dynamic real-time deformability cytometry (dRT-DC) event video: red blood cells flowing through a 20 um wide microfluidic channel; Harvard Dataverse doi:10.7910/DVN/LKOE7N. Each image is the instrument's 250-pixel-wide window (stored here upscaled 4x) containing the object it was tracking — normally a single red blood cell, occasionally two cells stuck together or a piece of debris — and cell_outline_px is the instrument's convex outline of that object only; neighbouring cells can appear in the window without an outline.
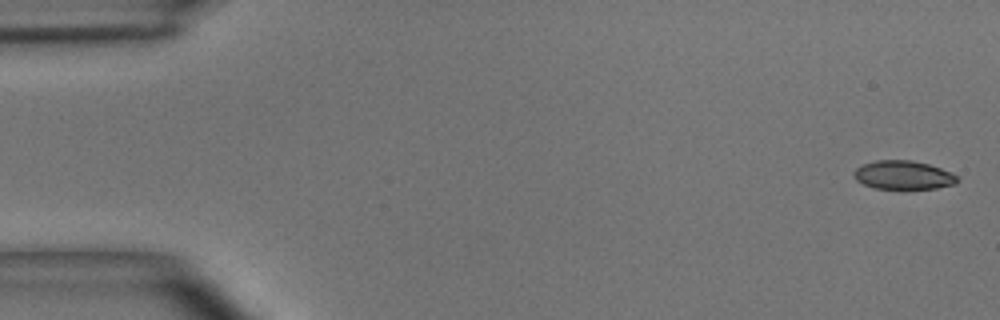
{"species": "common noctule bat (a hibernating species)", "species_latin": "Nyctalus noctula", "temperature_condition": "room temperature", "stored_images_in_passage": 3, "camera_frame_rate_fps": 3000, "um_per_image_px": 0.085, "animal": {"sex": "male", "body_mass_g": 15.6}, "frame": {"image": 1, "passage_image": 1, "time_ms": 0.0, "image_size_px": [1000, 320], "cell_outline_px": [[960, 180], [956, 184], [936, 188], [876, 188], [864, 184], [856, 180], [852, 172], [856, 168], [864, 164], [876, 160], [912, 160], [928, 164], [940, 168], [960, 176]], "centroid_in_image_um": [76.81, 14.87], "position_along_channel_um": 8.2, "area_um2": 17.22}}
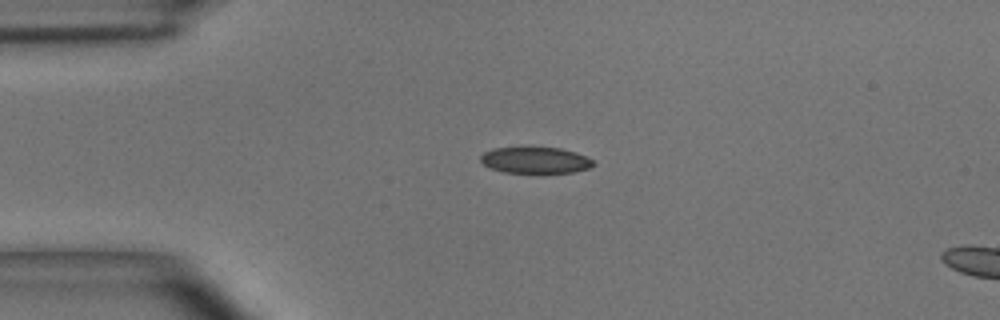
{"frame": {"image": 2, "passage_image": 3, "time_ms": 0.667, "image_size_px": [1000, 320], "cell_outline_px": [[596, 164], [588, 168], [572, 172], [504, 172], [488, 168], [480, 160], [480, 156], [484, 152], [492, 148], [560, 148], [576, 152], [592, 160]], "centroid_in_image_um": [45.47, 13.61], "position_along_channel_um": 39.5, "area_um2": 16.99}}